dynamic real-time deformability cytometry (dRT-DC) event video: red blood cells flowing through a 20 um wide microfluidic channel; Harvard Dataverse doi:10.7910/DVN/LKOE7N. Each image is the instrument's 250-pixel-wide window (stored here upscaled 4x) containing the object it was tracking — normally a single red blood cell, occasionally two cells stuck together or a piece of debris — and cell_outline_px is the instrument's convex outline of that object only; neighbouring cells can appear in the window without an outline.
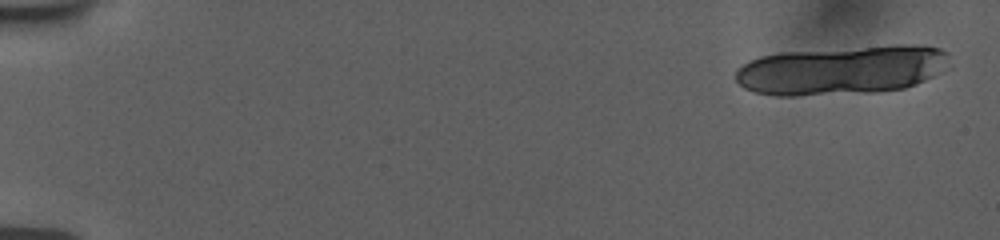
{"species": "human", "species_latin": "Homo sapiens", "temperature_condition": "room temperature", "stored_images_in_passage": 16, "camera_frame_rate_fps": 3000, "um_per_image_px": 0.085, "donor": {"sex": "female"}, "frame": {"image": 1, "passage_image": 1, "time_ms": 0.0, "image_size_px": [1000, 240], "cell_outline_px": [[948, 52], [932, 76], [916, 84], [904, 88], [876, 92], [792, 96], [776, 96], [756, 92], [744, 88], [736, 80], [736, 68], [760, 56], [784, 52], [900, 44], [904, 44], [940, 48]], "centroid_in_image_um": [71.43, 5.97], "position_along_channel_um": 13.6, "area_um2": 60.23}}
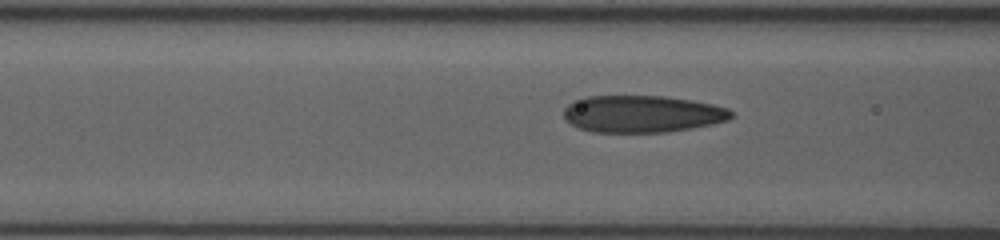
{"frame": {"image": 2, "passage_image": 14, "time_ms": 6.333, "image_size_px": [1000, 240], "cell_outline_px": [[732, 116], [728, 120], [712, 124], [692, 128], [664, 132], [592, 132], [580, 128], [564, 120], [564, 108], [572, 100], [584, 96], [664, 96], [692, 100], [712, 104], [728, 108], [732, 112]], "centroid_in_image_um": [54.55, 9.68], "position_along_channel_um": 112.0, "area_um2": 36.3}}